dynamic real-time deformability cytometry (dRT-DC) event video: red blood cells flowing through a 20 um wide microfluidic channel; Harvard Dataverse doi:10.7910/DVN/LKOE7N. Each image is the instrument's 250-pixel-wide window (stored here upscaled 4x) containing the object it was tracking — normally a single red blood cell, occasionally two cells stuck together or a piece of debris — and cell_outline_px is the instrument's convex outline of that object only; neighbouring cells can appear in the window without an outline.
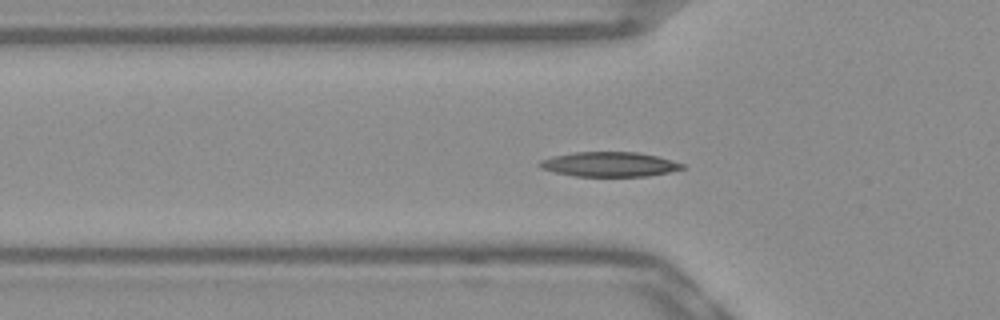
{"species": "Egyptian fruit bat (a non-hibernating species)", "species_latin": "Rousettus aegyptiacus", "temperature_condition": "warm", "stored_images_in_passage": 53, "camera_frame_rate_fps": 3000, "um_per_image_px": 0.085, "frame": {"image": 1, "passage_image": 17, "time_ms": 5.333, "image_size_px": [1000, 320], "cell_outline_px": [[688, 168], [648, 176], [576, 176], [556, 172], [540, 168], [536, 164], [540, 160], [552, 156], [572, 152], [636, 152], [656, 156], [672, 160], [684, 164]], "centroid_in_image_um": [51.79, 13.96], "position_along_channel_um": 74.0, "area_um2": 20.58}}
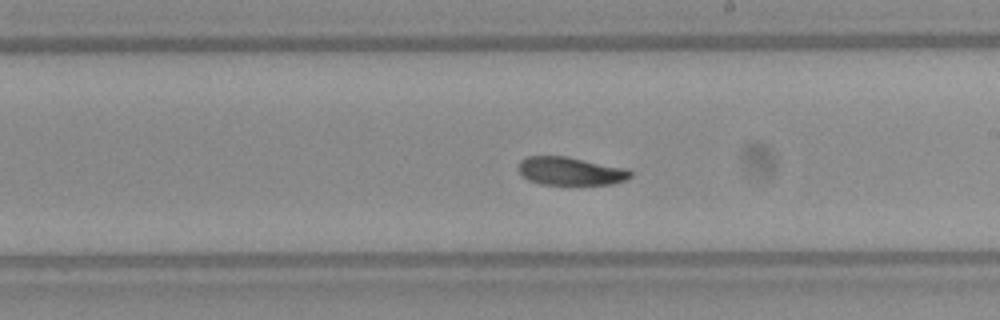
{"frame": {"image": 2, "passage_image": 30, "time_ms": 9.667, "image_size_px": [1000, 320], "cell_outline_px": [[632, 176], [624, 180], [612, 184], [540, 184], [528, 180], [520, 172], [520, 160], [528, 156], [564, 156], [628, 168], [632, 172]], "centroid_in_image_um": [48.52, 14.54], "position_along_channel_um": 240.5, "area_um2": 18.21}}
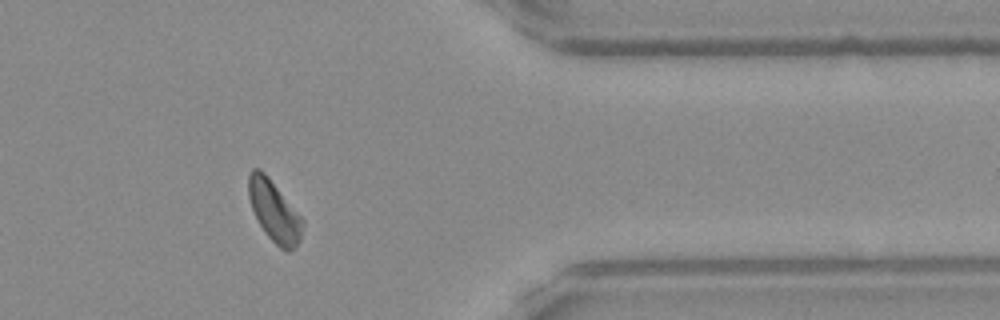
{"frame": {"image": 3, "passage_image": 43, "time_ms": 14.0, "image_size_px": [1000, 320], "cell_outline_px": [[304, 224], [300, 240], [288, 252], [280, 248], [264, 232], [252, 208], [248, 196], [248, 172], [252, 168], [260, 168], [268, 176], [304, 220]], "centroid_in_image_um": [23.3, 17.92], "position_along_channel_um": 388.1, "area_um2": 19.07}, "authors_computed_cell_mechanics": {"area_um2": 19.1896, "velocity_mm_per_s": 3.8271, "shape_relaxation_time_tau1_ms": 3.1402, "shape_relaxation_time_tau2_ms": 6.2652, "deformation_change_tau1": 0.1232, "deformation_change_tau2": 0.1171}}